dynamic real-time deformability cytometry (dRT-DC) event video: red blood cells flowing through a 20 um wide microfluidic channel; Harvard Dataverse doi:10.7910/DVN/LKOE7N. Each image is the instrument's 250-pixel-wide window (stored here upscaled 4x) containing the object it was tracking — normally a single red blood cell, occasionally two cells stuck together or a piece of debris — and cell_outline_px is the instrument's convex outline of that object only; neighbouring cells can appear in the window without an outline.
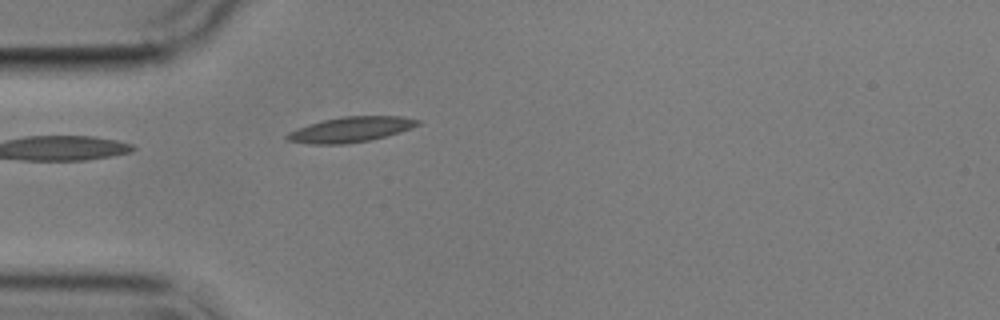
{"species": "common noctule bat (a hibernating species)", "species_latin": "Nyctalus noctula", "temperature_condition": "cold", "stored_images_in_passage": 4, "camera_frame_rate_fps": 3000, "um_per_image_px": 0.085, "animal": {"sex": "male", "body_mass_g": 17.9}, "frame": {"image": 1, "passage_image": 4, "time_ms": 4.667, "image_size_px": [1000, 320], "cell_outline_px": [[420, 124], [412, 128], [400, 132], [368, 140], [344, 144], [312, 144], [288, 140], [284, 136], [288, 132], [308, 124], [324, 120], [344, 116], [404, 116], [420, 120]], "centroid_in_image_um": [29.82, 11.0], "position_along_channel_um": 55.2, "area_um2": 19.07}}